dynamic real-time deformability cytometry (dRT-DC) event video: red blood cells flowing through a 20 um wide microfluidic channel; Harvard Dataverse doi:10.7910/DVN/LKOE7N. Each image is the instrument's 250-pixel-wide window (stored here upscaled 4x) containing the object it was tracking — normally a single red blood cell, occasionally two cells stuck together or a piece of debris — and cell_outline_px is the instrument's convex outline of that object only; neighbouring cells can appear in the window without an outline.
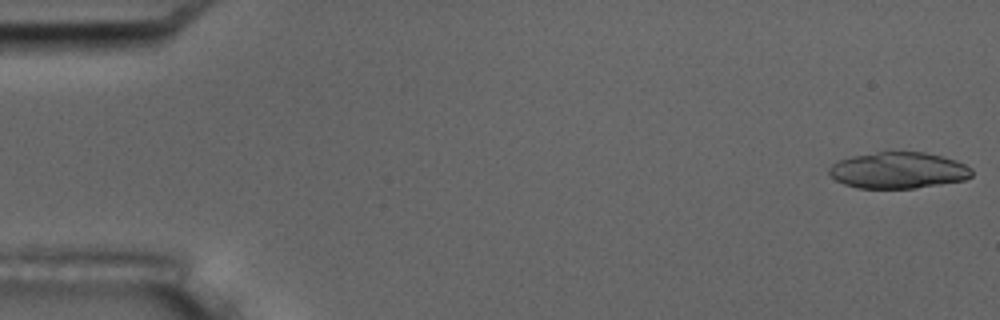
{"species": "common noctule bat (a hibernating species)", "species_latin": "Nyctalus noctula", "temperature_condition": "room temperature", "stored_images_in_passage": 6, "camera_frame_rate_fps": 3000, "um_per_image_px": 0.085, "animal": {"sex": "male", "body_mass_g": 17.5, "forearm_length_mm": 52.3}, "frame": {"image": 1, "passage_image": 1, "time_ms": 0.0, "image_size_px": [1000, 320], "cell_outline_px": [[972, 176], [964, 180], [916, 188], [856, 188], [844, 184], [836, 180], [828, 172], [828, 168], [836, 160], [852, 156], [876, 152], [924, 152], [944, 156], [956, 160], [972, 168]], "centroid_in_image_um": [76.35, 14.47], "position_along_channel_um": 8.7, "area_um2": 30.35}}
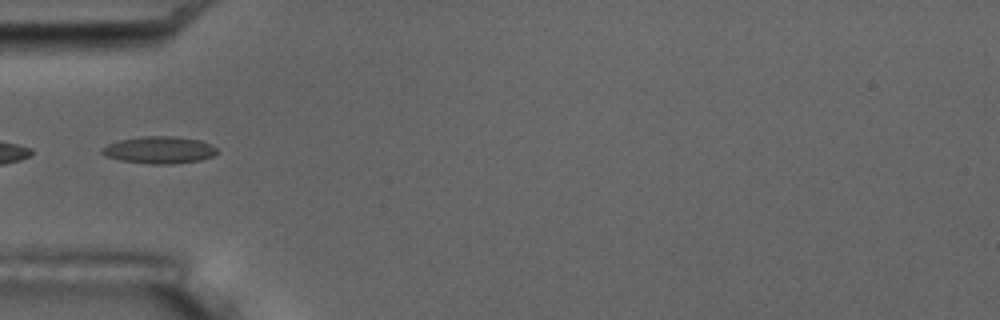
{"frame": {"image": 2, "passage_image": 6, "time_ms": 5.667, "image_size_px": [1000, 320], "cell_outline_px": [[216, 152], [212, 156], [200, 160], [172, 164], [152, 164], [120, 160], [108, 156], [100, 152], [100, 148], [108, 144], [120, 140], [140, 136], [176, 136], [200, 140], [216, 148]], "centroid_in_image_um": [13.51, 12.74], "position_along_channel_um": 71.5, "area_um2": 18.03}}